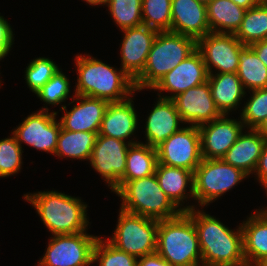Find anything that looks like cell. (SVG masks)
I'll return each instance as SVG.
<instances>
[{"label":"cell","mask_w":267,"mask_h":266,"mask_svg":"<svg viewBox=\"0 0 267 266\" xmlns=\"http://www.w3.org/2000/svg\"><path fill=\"white\" fill-rule=\"evenodd\" d=\"M240 225L245 261L247 266H255L267 257V207L256 209Z\"/></svg>","instance_id":"24"},{"label":"cell","mask_w":267,"mask_h":266,"mask_svg":"<svg viewBox=\"0 0 267 266\" xmlns=\"http://www.w3.org/2000/svg\"><path fill=\"white\" fill-rule=\"evenodd\" d=\"M172 100L184 125L200 126L222 115L214 103L208 81L189 88Z\"/></svg>","instance_id":"17"},{"label":"cell","mask_w":267,"mask_h":266,"mask_svg":"<svg viewBox=\"0 0 267 266\" xmlns=\"http://www.w3.org/2000/svg\"><path fill=\"white\" fill-rule=\"evenodd\" d=\"M133 255L127 254L112 245L105 237H99L93 249V263L98 266H137Z\"/></svg>","instance_id":"35"},{"label":"cell","mask_w":267,"mask_h":266,"mask_svg":"<svg viewBox=\"0 0 267 266\" xmlns=\"http://www.w3.org/2000/svg\"><path fill=\"white\" fill-rule=\"evenodd\" d=\"M60 69L58 64L47 57H37L31 60L25 69V81L34 94L40 90Z\"/></svg>","instance_id":"36"},{"label":"cell","mask_w":267,"mask_h":266,"mask_svg":"<svg viewBox=\"0 0 267 266\" xmlns=\"http://www.w3.org/2000/svg\"><path fill=\"white\" fill-rule=\"evenodd\" d=\"M257 130L267 138V116L262 124L257 128Z\"/></svg>","instance_id":"44"},{"label":"cell","mask_w":267,"mask_h":266,"mask_svg":"<svg viewBox=\"0 0 267 266\" xmlns=\"http://www.w3.org/2000/svg\"><path fill=\"white\" fill-rule=\"evenodd\" d=\"M250 47L255 51L259 59L267 67V39L256 42L250 45Z\"/></svg>","instance_id":"41"},{"label":"cell","mask_w":267,"mask_h":266,"mask_svg":"<svg viewBox=\"0 0 267 266\" xmlns=\"http://www.w3.org/2000/svg\"><path fill=\"white\" fill-rule=\"evenodd\" d=\"M99 236L87 231L76 234L51 235L37 266H90Z\"/></svg>","instance_id":"9"},{"label":"cell","mask_w":267,"mask_h":266,"mask_svg":"<svg viewBox=\"0 0 267 266\" xmlns=\"http://www.w3.org/2000/svg\"><path fill=\"white\" fill-rule=\"evenodd\" d=\"M255 266H267V257L262 259L259 263H257Z\"/></svg>","instance_id":"45"},{"label":"cell","mask_w":267,"mask_h":266,"mask_svg":"<svg viewBox=\"0 0 267 266\" xmlns=\"http://www.w3.org/2000/svg\"><path fill=\"white\" fill-rule=\"evenodd\" d=\"M115 194L121 198V209L147 218L160 221L181 213L161 189L155 174L127 181Z\"/></svg>","instance_id":"6"},{"label":"cell","mask_w":267,"mask_h":266,"mask_svg":"<svg viewBox=\"0 0 267 266\" xmlns=\"http://www.w3.org/2000/svg\"><path fill=\"white\" fill-rule=\"evenodd\" d=\"M244 46L235 34L210 32L197 40L208 74L237 73L239 52Z\"/></svg>","instance_id":"13"},{"label":"cell","mask_w":267,"mask_h":266,"mask_svg":"<svg viewBox=\"0 0 267 266\" xmlns=\"http://www.w3.org/2000/svg\"><path fill=\"white\" fill-rule=\"evenodd\" d=\"M129 146L128 142L98 135L93 147L89 163L113 193L120 189V179L126 170Z\"/></svg>","instance_id":"11"},{"label":"cell","mask_w":267,"mask_h":266,"mask_svg":"<svg viewBox=\"0 0 267 266\" xmlns=\"http://www.w3.org/2000/svg\"><path fill=\"white\" fill-rule=\"evenodd\" d=\"M253 174L255 176L254 179H257V181L260 183L259 185L264 188L266 191L265 194L267 195V139L264 144L262 154L259 157L256 170Z\"/></svg>","instance_id":"39"},{"label":"cell","mask_w":267,"mask_h":266,"mask_svg":"<svg viewBox=\"0 0 267 266\" xmlns=\"http://www.w3.org/2000/svg\"><path fill=\"white\" fill-rule=\"evenodd\" d=\"M98 133L67 131L61 127L54 156L90 161Z\"/></svg>","instance_id":"28"},{"label":"cell","mask_w":267,"mask_h":266,"mask_svg":"<svg viewBox=\"0 0 267 266\" xmlns=\"http://www.w3.org/2000/svg\"><path fill=\"white\" fill-rule=\"evenodd\" d=\"M198 207L187 211L199 239L202 266H247L241 225L229 229L215 216Z\"/></svg>","instance_id":"1"},{"label":"cell","mask_w":267,"mask_h":266,"mask_svg":"<svg viewBox=\"0 0 267 266\" xmlns=\"http://www.w3.org/2000/svg\"><path fill=\"white\" fill-rule=\"evenodd\" d=\"M197 1H199V2H201V3L207 5V4L210 3L212 0H197Z\"/></svg>","instance_id":"47"},{"label":"cell","mask_w":267,"mask_h":266,"mask_svg":"<svg viewBox=\"0 0 267 266\" xmlns=\"http://www.w3.org/2000/svg\"><path fill=\"white\" fill-rule=\"evenodd\" d=\"M156 252L171 266H202L199 239L187 212L158 221Z\"/></svg>","instance_id":"4"},{"label":"cell","mask_w":267,"mask_h":266,"mask_svg":"<svg viewBox=\"0 0 267 266\" xmlns=\"http://www.w3.org/2000/svg\"><path fill=\"white\" fill-rule=\"evenodd\" d=\"M237 75L247 91L267 88V67L250 46L239 52Z\"/></svg>","instance_id":"29"},{"label":"cell","mask_w":267,"mask_h":266,"mask_svg":"<svg viewBox=\"0 0 267 266\" xmlns=\"http://www.w3.org/2000/svg\"><path fill=\"white\" fill-rule=\"evenodd\" d=\"M84 2H86L87 4H89V6H100V5H106L107 4V0H82Z\"/></svg>","instance_id":"43"},{"label":"cell","mask_w":267,"mask_h":266,"mask_svg":"<svg viewBox=\"0 0 267 266\" xmlns=\"http://www.w3.org/2000/svg\"><path fill=\"white\" fill-rule=\"evenodd\" d=\"M256 4H267V0H254Z\"/></svg>","instance_id":"46"},{"label":"cell","mask_w":267,"mask_h":266,"mask_svg":"<svg viewBox=\"0 0 267 266\" xmlns=\"http://www.w3.org/2000/svg\"><path fill=\"white\" fill-rule=\"evenodd\" d=\"M77 82L74 94L121 102L136 93L134 80L120 67L114 68L88 54L75 56Z\"/></svg>","instance_id":"2"},{"label":"cell","mask_w":267,"mask_h":266,"mask_svg":"<svg viewBox=\"0 0 267 266\" xmlns=\"http://www.w3.org/2000/svg\"><path fill=\"white\" fill-rule=\"evenodd\" d=\"M266 139L257 129H246L222 159L248 176H253Z\"/></svg>","instance_id":"23"},{"label":"cell","mask_w":267,"mask_h":266,"mask_svg":"<svg viewBox=\"0 0 267 266\" xmlns=\"http://www.w3.org/2000/svg\"><path fill=\"white\" fill-rule=\"evenodd\" d=\"M113 235L107 240L136 258L156 252L158 220L127 212L120 208Z\"/></svg>","instance_id":"8"},{"label":"cell","mask_w":267,"mask_h":266,"mask_svg":"<svg viewBox=\"0 0 267 266\" xmlns=\"http://www.w3.org/2000/svg\"><path fill=\"white\" fill-rule=\"evenodd\" d=\"M156 101L144 126L145 142L153 148H157L184 125L173 100L158 97Z\"/></svg>","instance_id":"20"},{"label":"cell","mask_w":267,"mask_h":266,"mask_svg":"<svg viewBox=\"0 0 267 266\" xmlns=\"http://www.w3.org/2000/svg\"><path fill=\"white\" fill-rule=\"evenodd\" d=\"M235 37L245 46L267 39V4L246 10Z\"/></svg>","instance_id":"30"},{"label":"cell","mask_w":267,"mask_h":266,"mask_svg":"<svg viewBox=\"0 0 267 266\" xmlns=\"http://www.w3.org/2000/svg\"><path fill=\"white\" fill-rule=\"evenodd\" d=\"M13 29L4 16L0 15V57H6L14 44Z\"/></svg>","instance_id":"38"},{"label":"cell","mask_w":267,"mask_h":266,"mask_svg":"<svg viewBox=\"0 0 267 266\" xmlns=\"http://www.w3.org/2000/svg\"><path fill=\"white\" fill-rule=\"evenodd\" d=\"M206 8L209 28L213 33L235 34L246 12L231 0H212Z\"/></svg>","instance_id":"27"},{"label":"cell","mask_w":267,"mask_h":266,"mask_svg":"<svg viewBox=\"0 0 267 266\" xmlns=\"http://www.w3.org/2000/svg\"><path fill=\"white\" fill-rule=\"evenodd\" d=\"M22 149L13 134L0 140V178L21 172L24 153Z\"/></svg>","instance_id":"37"},{"label":"cell","mask_w":267,"mask_h":266,"mask_svg":"<svg viewBox=\"0 0 267 266\" xmlns=\"http://www.w3.org/2000/svg\"><path fill=\"white\" fill-rule=\"evenodd\" d=\"M208 75L202 55L196 49L174 69L165 74L151 90L158 91L157 96L160 98L172 100L189 88L205 83L208 80ZM164 92H167L168 95H162Z\"/></svg>","instance_id":"14"},{"label":"cell","mask_w":267,"mask_h":266,"mask_svg":"<svg viewBox=\"0 0 267 266\" xmlns=\"http://www.w3.org/2000/svg\"><path fill=\"white\" fill-rule=\"evenodd\" d=\"M70 84L69 78L60 68L52 78L35 93L40 101L44 102L45 106L47 105L46 107L43 106L40 110L50 111L48 105H52V107H54V105L58 106L63 102L65 103L68 97H75V94L73 96L69 95L71 94Z\"/></svg>","instance_id":"33"},{"label":"cell","mask_w":267,"mask_h":266,"mask_svg":"<svg viewBox=\"0 0 267 266\" xmlns=\"http://www.w3.org/2000/svg\"><path fill=\"white\" fill-rule=\"evenodd\" d=\"M212 98L221 114L230 115L242 105L247 92L241 83L237 73L209 74ZM242 101V102H241Z\"/></svg>","instance_id":"25"},{"label":"cell","mask_w":267,"mask_h":266,"mask_svg":"<svg viewBox=\"0 0 267 266\" xmlns=\"http://www.w3.org/2000/svg\"><path fill=\"white\" fill-rule=\"evenodd\" d=\"M158 164L157 149L144 142L130 144L127 151L126 170L120 179V188L127 182L155 174Z\"/></svg>","instance_id":"26"},{"label":"cell","mask_w":267,"mask_h":266,"mask_svg":"<svg viewBox=\"0 0 267 266\" xmlns=\"http://www.w3.org/2000/svg\"><path fill=\"white\" fill-rule=\"evenodd\" d=\"M171 32L194 38L196 41L210 33L207 8L197 0H172Z\"/></svg>","instance_id":"21"},{"label":"cell","mask_w":267,"mask_h":266,"mask_svg":"<svg viewBox=\"0 0 267 266\" xmlns=\"http://www.w3.org/2000/svg\"><path fill=\"white\" fill-rule=\"evenodd\" d=\"M53 235L85 232L90 225L86 202L60 191H37L23 195Z\"/></svg>","instance_id":"3"},{"label":"cell","mask_w":267,"mask_h":266,"mask_svg":"<svg viewBox=\"0 0 267 266\" xmlns=\"http://www.w3.org/2000/svg\"><path fill=\"white\" fill-rule=\"evenodd\" d=\"M4 58H6V57H0V61H1L2 59H4ZM0 74H1V73H0ZM1 81H2V80H1V78H0V87H1V85H2V84H1L2 82H1Z\"/></svg>","instance_id":"48"},{"label":"cell","mask_w":267,"mask_h":266,"mask_svg":"<svg viewBox=\"0 0 267 266\" xmlns=\"http://www.w3.org/2000/svg\"><path fill=\"white\" fill-rule=\"evenodd\" d=\"M58 113V111H34L25 117L11 134L16 137L21 147L22 143H25L36 150L54 155L61 130V123L56 119Z\"/></svg>","instance_id":"12"},{"label":"cell","mask_w":267,"mask_h":266,"mask_svg":"<svg viewBox=\"0 0 267 266\" xmlns=\"http://www.w3.org/2000/svg\"><path fill=\"white\" fill-rule=\"evenodd\" d=\"M197 49V41L171 31L158 32L142 74L134 81L137 92L152 89L159 80Z\"/></svg>","instance_id":"5"},{"label":"cell","mask_w":267,"mask_h":266,"mask_svg":"<svg viewBox=\"0 0 267 266\" xmlns=\"http://www.w3.org/2000/svg\"><path fill=\"white\" fill-rule=\"evenodd\" d=\"M142 0H107L109 14L119 30L140 26Z\"/></svg>","instance_id":"31"},{"label":"cell","mask_w":267,"mask_h":266,"mask_svg":"<svg viewBox=\"0 0 267 266\" xmlns=\"http://www.w3.org/2000/svg\"><path fill=\"white\" fill-rule=\"evenodd\" d=\"M231 1H233L239 7L246 10L257 5L254 0H231Z\"/></svg>","instance_id":"42"},{"label":"cell","mask_w":267,"mask_h":266,"mask_svg":"<svg viewBox=\"0 0 267 266\" xmlns=\"http://www.w3.org/2000/svg\"><path fill=\"white\" fill-rule=\"evenodd\" d=\"M171 2L172 0H142L143 25L158 32L171 31Z\"/></svg>","instance_id":"32"},{"label":"cell","mask_w":267,"mask_h":266,"mask_svg":"<svg viewBox=\"0 0 267 266\" xmlns=\"http://www.w3.org/2000/svg\"><path fill=\"white\" fill-rule=\"evenodd\" d=\"M250 96L240 108V119L246 129H257L267 116V88L247 91Z\"/></svg>","instance_id":"34"},{"label":"cell","mask_w":267,"mask_h":266,"mask_svg":"<svg viewBox=\"0 0 267 266\" xmlns=\"http://www.w3.org/2000/svg\"><path fill=\"white\" fill-rule=\"evenodd\" d=\"M132 97L134 95L124 101L108 104L98 135L112 137L130 144L139 142L136 137H134L135 140L132 137L136 134L139 125L137 111L134 108L135 98Z\"/></svg>","instance_id":"19"},{"label":"cell","mask_w":267,"mask_h":266,"mask_svg":"<svg viewBox=\"0 0 267 266\" xmlns=\"http://www.w3.org/2000/svg\"><path fill=\"white\" fill-rule=\"evenodd\" d=\"M203 159H222L234 145L245 126L241 119L222 114L211 122L198 126Z\"/></svg>","instance_id":"15"},{"label":"cell","mask_w":267,"mask_h":266,"mask_svg":"<svg viewBox=\"0 0 267 266\" xmlns=\"http://www.w3.org/2000/svg\"><path fill=\"white\" fill-rule=\"evenodd\" d=\"M121 68L135 81L143 72L158 31L146 25L121 30Z\"/></svg>","instance_id":"16"},{"label":"cell","mask_w":267,"mask_h":266,"mask_svg":"<svg viewBox=\"0 0 267 266\" xmlns=\"http://www.w3.org/2000/svg\"><path fill=\"white\" fill-rule=\"evenodd\" d=\"M246 178H249L247 174L223 159H202L193 180L197 206L207 207Z\"/></svg>","instance_id":"7"},{"label":"cell","mask_w":267,"mask_h":266,"mask_svg":"<svg viewBox=\"0 0 267 266\" xmlns=\"http://www.w3.org/2000/svg\"><path fill=\"white\" fill-rule=\"evenodd\" d=\"M74 103L68 111L66 104L60 105L64 114L60 118L61 127L67 131H82L98 133L101 121L109 102L84 95H76L72 98Z\"/></svg>","instance_id":"18"},{"label":"cell","mask_w":267,"mask_h":266,"mask_svg":"<svg viewBox=\"0 0 267 266\" xmlns=\"http://www.w3.org/2000/svg\"><path fill=\"white\" fill-rule=\"evenodd\" d=\"M155 175L161 189L181 212H187L197 207L195 204L190 205L189 202L184 206L190 198L195 200L193 171L158 163Z\"/></svg>","instance_id":"22"},{"label":"cell","mask_w":267,"mask_h":266,"mask_svg":"<svg viewBox=\"0 0 267 266\" xmlns=\"http://www.w3.org/2000/svg\"><path fill=\"white\" fill-rule=\"evenodd\" d=\"M156 149L158 163L193 172L203 159L198 126H183Z\"/></svg>","instance_id":"10"},{"label":"cell","mask_w":267,"mask_h":266,"mask_svg":"<svg viewBox=\"0 0 267 266\" xmlns=\"http://www.w3.org/2000/svg\"><path fill=\"white\" fill-rule=\"evenodd\" d=\"M137 266H171L166 260H164L157 252L139 257L137 260Z\"/></svg>","instance_id":"40"}]
</instances>
